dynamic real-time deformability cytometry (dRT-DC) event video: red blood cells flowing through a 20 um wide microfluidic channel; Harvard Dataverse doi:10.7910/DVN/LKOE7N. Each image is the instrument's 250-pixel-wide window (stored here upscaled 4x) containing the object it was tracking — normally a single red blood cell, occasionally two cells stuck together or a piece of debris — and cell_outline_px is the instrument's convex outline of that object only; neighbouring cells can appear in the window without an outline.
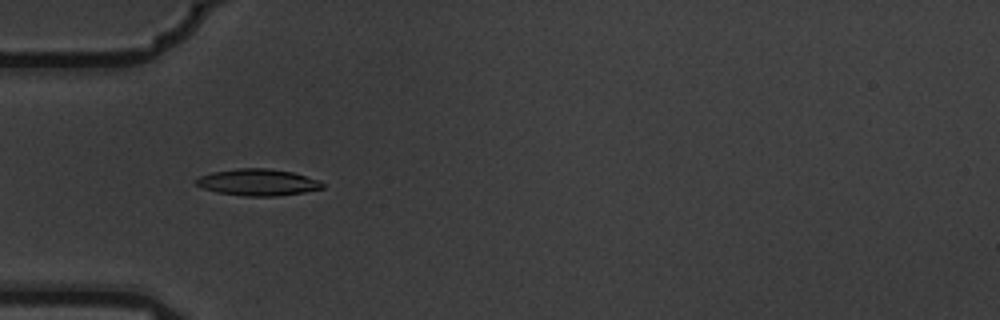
{"species": "common noctule bat (a hibernating species)", "species_latin": "Nyctalus noctula", "temperature_condition": "warm", "stored_images_in_passage": 3, "camera_frame_rate_fps": 3000, "um_per_image_px": 0.085, "animal": {"sex": "male", "body_mass_g": 19.5, "forearm_length_mm": 54.6}, "frame": {"image": 1, "passage_image": 2, "time_ms": 0.333, "image_size_px": [1000, 320], "cell_outline_px": [[324, 188], [304, 192], [276, 196], [244, 196], [216, 192], [204, 188], [196, 184], [196, 180], [200, 176], [212, 172], [236, 168], [268, 168], [292, 172], [320, 180], [324, 184]], "centroid_in_image_um": [21.94, 15.49], "position_along_channel_um": 63.1, "area_um2": 19.59}}
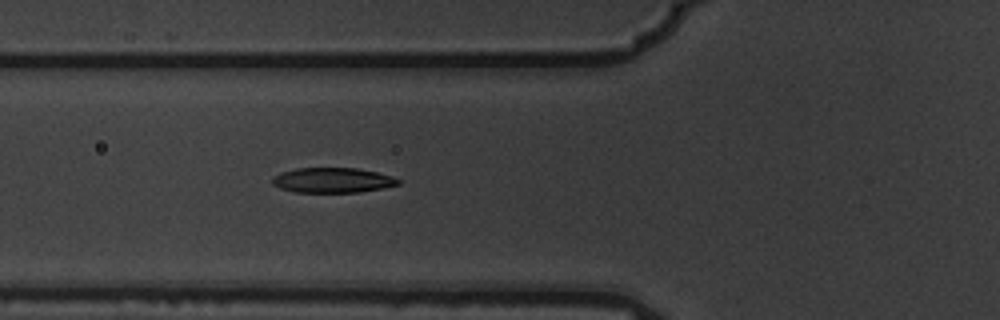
{"frame": {"image": 2, "passage_image": 3, "time_ms": 0.667, "image_size_px": [1000, 320], "cell_outline_px": [[400, 184], [360, 192], [296, 192], [280, 188], [272, 184], [272, 176], [280, 172], [296, 168], [356, 168], [376, 172], [392, 176], [400, 180]], "centroid_in_image_um": [28.23, 15.31], "position_along_channel_um": 97.6, "area_um2": 18.32}}